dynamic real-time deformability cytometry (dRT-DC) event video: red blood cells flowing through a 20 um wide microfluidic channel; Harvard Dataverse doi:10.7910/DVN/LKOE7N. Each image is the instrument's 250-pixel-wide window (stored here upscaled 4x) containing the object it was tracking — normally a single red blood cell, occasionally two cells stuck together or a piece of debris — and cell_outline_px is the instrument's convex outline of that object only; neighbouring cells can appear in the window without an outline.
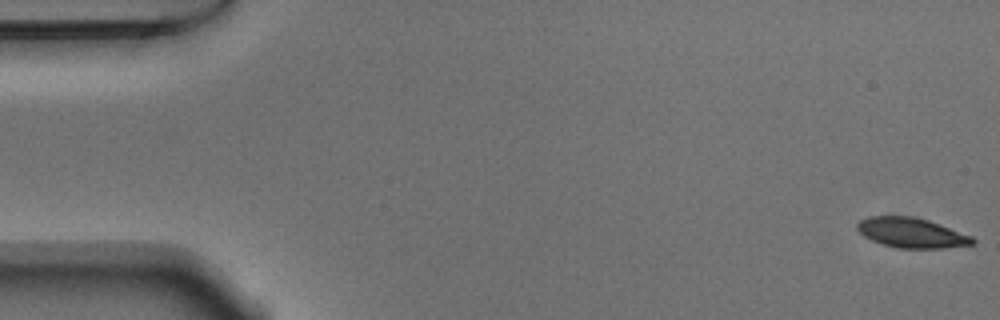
{"species": "Egyptian fruit bat (a non-hibernating species)", "species_latin": "Rousettus aegyptiacus", "temperature_condition": "warm", "stored_images_in_passage": 16, "camera_frame_rate_fps": 3000, "um_per_image_px": 0.085, "animal": {"sex": "male"}, "frame": {"image": 1, "passage_image": 1, "time_ms": 0.0, "image_size_px": [1000, 320], "cell_outline_px": [[976, 244], [944, 248], [896, 248], [872, 240], [864, 236], [856, 228], [856, 224], [860, 220], [868, 216], [912, 216], [928, 220], [940, 224], [972, 236], [976, 240]], "centroid_in_image_um": [77.49, 19.78], "position_along_channel_um": 7.5, "area_um2": 20.17}}